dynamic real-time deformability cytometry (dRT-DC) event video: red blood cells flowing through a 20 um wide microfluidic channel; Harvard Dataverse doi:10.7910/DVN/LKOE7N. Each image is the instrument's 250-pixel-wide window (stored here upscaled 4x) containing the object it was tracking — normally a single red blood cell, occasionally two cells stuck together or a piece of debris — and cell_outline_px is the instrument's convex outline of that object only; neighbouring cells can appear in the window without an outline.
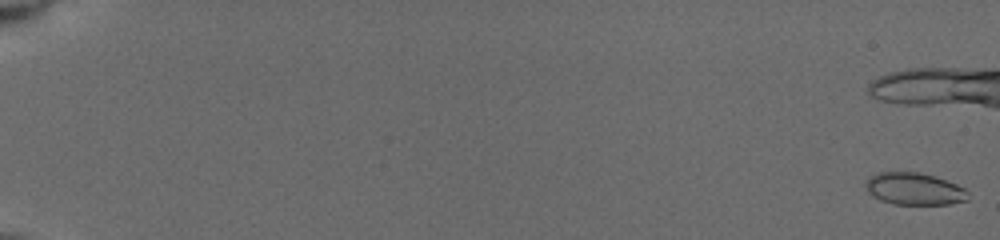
{"species": "common noctule bat (a hibernating species)", "species_latin": "Nyctalus noctula", "temperature_condition": "cold", "stored_images_in_passage": 63, "camera_frame_rate_fps": 3000, "um_per_image_px": 0.085, "animal": {"sex": "female", "body_mass_g": 19.5, "forearm_length_mm": 54.1}, "frame": {"image": 1, "passage_image": 1, "time_ms": 0.0, "image_size_px": [1000, 240], "cell_outline_px": [[968, 200], [948, 204], [892, 204], [880, 200], [872, 196], [868, 192], [864, 184], [876, 172], [920, 172], [956, 184], [964, 188], [968, 192]], "centroid_in_image_um": [77.69, 16.06], "position_along_channel_um": 7.3, "area_um2": 19.07}}